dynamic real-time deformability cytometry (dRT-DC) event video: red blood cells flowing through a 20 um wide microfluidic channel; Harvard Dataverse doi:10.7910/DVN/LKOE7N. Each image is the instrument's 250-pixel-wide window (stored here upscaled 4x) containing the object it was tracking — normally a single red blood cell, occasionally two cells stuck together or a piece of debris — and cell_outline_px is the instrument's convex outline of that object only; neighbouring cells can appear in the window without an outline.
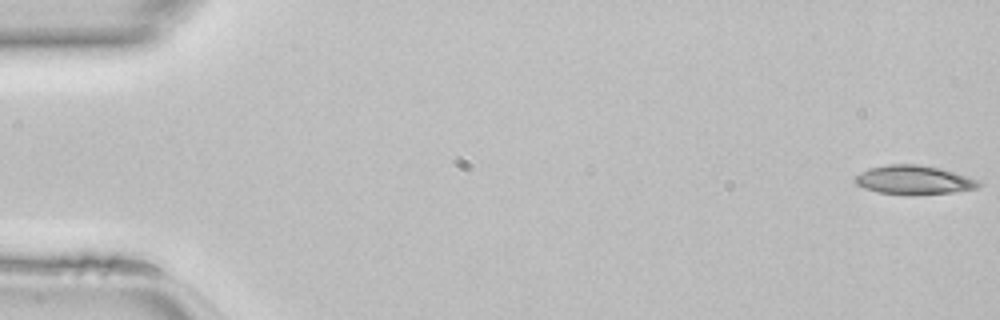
{"species": "common noctule bat (a hibernating species)", "species_latin": "Nyctalus noctula", "temperature_condition": "room temperature", "stored_images_in_passage": 11, "camera_frame_rate_fps": 3000, "um_per_image_px": 0.085, "animal": {"sex": "female", "body_mass_g": 22.7, "forearm_length_mm": 54.2}, "frame": {"image": 1, "passage_image": 1, "time_ms": 0.0, "image_size_px": [1000, 320], "cell_outline_px": [[984, 184], [980, 188], [956, 192], [912, 196], [904, 196], [876, 192], [864, 188], [856, 184], [852, 180], [860, 172], [868, 168], [888, 164], [920, 164], [940, 168], [968, 176]], "centroid_in_image_um": [77.68, 15.32], "position_along_channel_um": 7.3, "area_um2": 21.56}}